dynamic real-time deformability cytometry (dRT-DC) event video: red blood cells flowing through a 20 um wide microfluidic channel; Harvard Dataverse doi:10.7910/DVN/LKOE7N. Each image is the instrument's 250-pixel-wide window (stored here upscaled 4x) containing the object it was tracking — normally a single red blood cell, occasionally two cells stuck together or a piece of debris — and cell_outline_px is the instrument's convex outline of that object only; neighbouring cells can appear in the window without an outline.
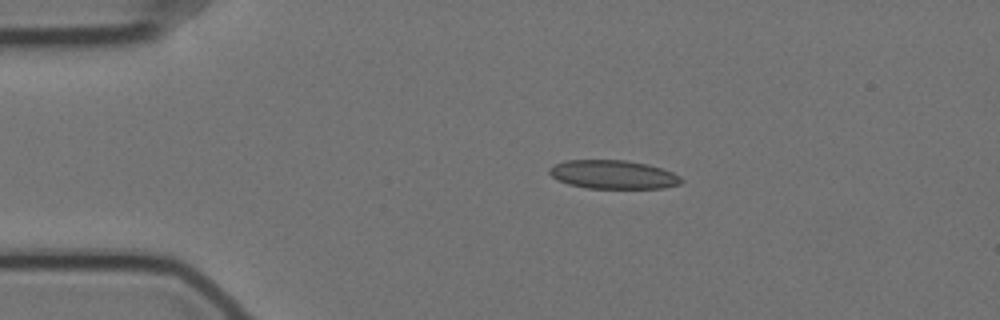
{"species": "Egyptian fruit bat (a non-hibernating species)", "species_latin": "Rousettus aegyptiacus", "temperature_condition": "cold", "stored_images_in_passage": 49, "camera_frame_rate_fps": 3000, "um_per_image_px": 0.085, "animal": {"sex": "female"}, "frame": {"image": 1, "passage_image": 11, "time_ms": 3.333, "image_size_px": [1000, 320], "cell_outline_px": [[684, 180], [680, 184], [664, 188], [588, 188], [568, 184], [556, 180], [548, 172], [548, 168], [556, 164], [568, 160], [624, 160], [648, 164], [672, 172], [680, 176]], "centroid_in_image_um": [52.12, 14.84], "position_along_channel_um": 32.9, "area_um2": 22.02}}
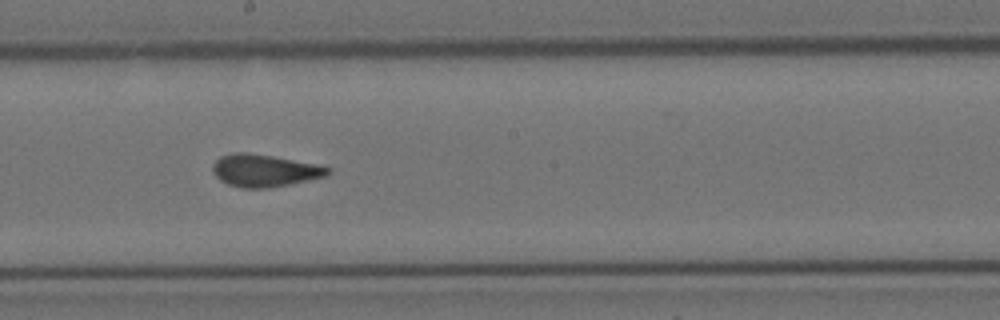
{"frame": {"image": 2, "passage_image": 31, "time_ms": 10.0, "image_size_px": [1000, 320], "cell_outline_px": [[332, 172], [324, 176], [288, 184], [268, 188], [240, 188], [228, 184], [220, 180], [212, 172], [212, 164], [220, 156], [232, 152], [244, 152], [272, 156], [316, 164], [332, 168]], "centroid_in_image_um": [22.44, 14.49], "position_along_channel_um": 225.8, "area_um2": 21.62}}
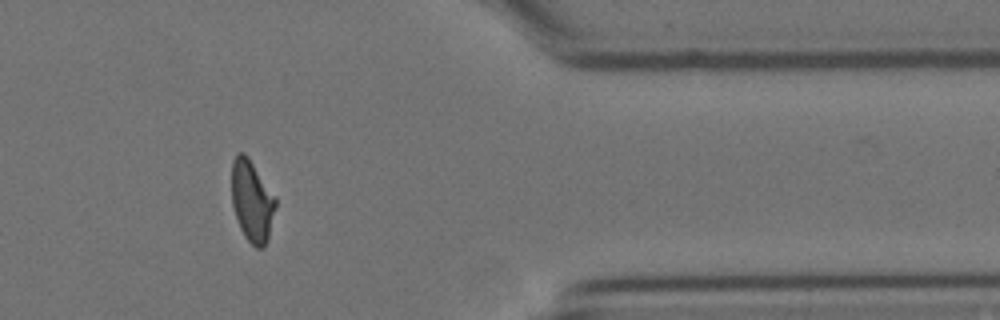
{"frame": {"image": 3, "passage_image": 47, "time_ms": 15.333, "image_size_px": [1000, 320], "cell_outline_px": [[276, 204], [268, 240], [264, 248], [256, 248], [244, 236], [240, 228], [232, 204], [232, 160], [236, 152], [244, 152], [248, 156], [276, 196]], "centroid_in_image_um": [21.42, 17.06], "position_along_channel_um": 390.0, "area_um2": 21.04}, "authors_computed_cell_mechanics": {"area_um2": 21.6172, "velocity_mm_per_s": 3.5013, "shape_relaxation_time_tau1_ms": 9.7776, "shape_relaxation_time_tau2_ms": 1.3208, "deformation_change_tau1": 0.2016, "deformation_change_tau2": 0.0883}}